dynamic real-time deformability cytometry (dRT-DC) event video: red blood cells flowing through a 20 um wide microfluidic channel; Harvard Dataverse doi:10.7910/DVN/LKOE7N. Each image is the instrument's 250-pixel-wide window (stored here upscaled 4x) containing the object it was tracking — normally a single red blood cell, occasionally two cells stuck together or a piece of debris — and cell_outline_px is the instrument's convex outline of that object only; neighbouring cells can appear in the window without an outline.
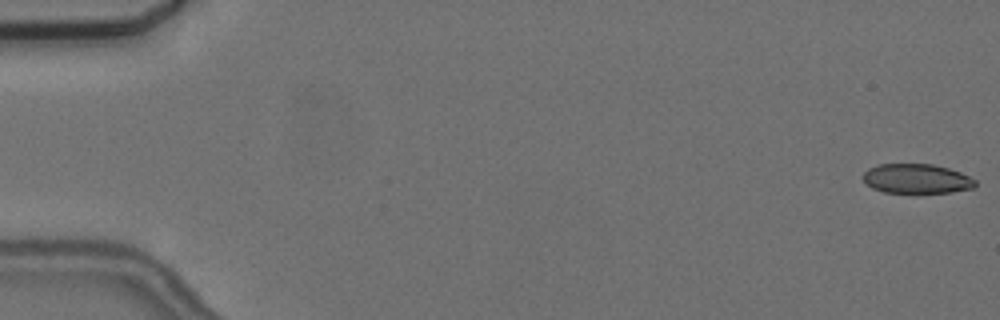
{"species": "common noctule bat (a hibernating species)", "species_latin": "Nyctalus noctula", "temperature_condition": "cold", "stored_images_in_passage": 6, "camera_frame_rate_fps": 3000, "um_per_image_px": 0.085, "animal": {"sex": "female", "body_mass_g": 24.6, "forearm_length_mm": 56.2}, "frame": {"image": 1, "passage_image": 1, "time_ms": 0.0, "image_size_px": [1000, 320], "cell_outline_px": [[976, 184], [972, 188], [952, 192], [916, 196], [884, 192], [872, 188], [860, 176], [868, 168], [876, 164], [932, 164], [948, 168], [960, 172], [976, 180]], "centroid_in_image_um": [77.88, 15.24], "position_along_channel_um": 7.1, "area_um2": 20.23}}
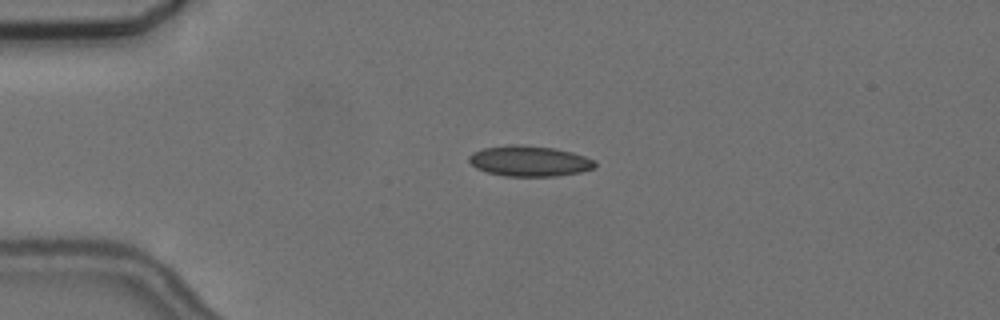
{"frame": {"image": 2, "passage_image": 4, "time_ms": 4.333, "image_size_px": [1000, 320], "cell_outline_px": [[596, 168], [580, 172], [556, 176], [504, 176], [488, 172], [476, 168], [468, 160], [468, 156], [472, 152], [484, 148], [512, 144], [520, 144], [556, 148], [572, 152], [596, 160]], "centroid_in_image_um": [45.02, 13.68], "position_along_channel_um": 40.0, "area_um2": 22.6}}